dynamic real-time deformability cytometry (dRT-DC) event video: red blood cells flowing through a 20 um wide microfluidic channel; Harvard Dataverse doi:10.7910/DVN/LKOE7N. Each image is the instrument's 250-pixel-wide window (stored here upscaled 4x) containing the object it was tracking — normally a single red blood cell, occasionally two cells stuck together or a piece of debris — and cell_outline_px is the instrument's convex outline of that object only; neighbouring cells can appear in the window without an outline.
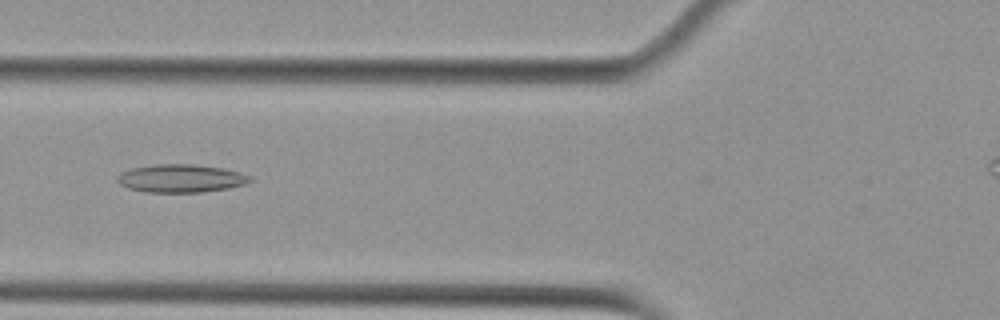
{"species": "Egyptian fruit bat (a non-hibernating species)", "species_latin": "Rousettus aegyptiacus", "temperature_condition": "cold", "stored_images_in_passage": 40, "camera_frame_rate_fps": 3000, "um_per_image_px": 0.085, "animal": {"sex": "female"}, "frame": {"image": 1, "passage_image": 10, "time_ms": 3.0, "image_size_px": [1000, 320], "cell_outline_px": [[252, 180], [244, 184], [228, 188], [204, 192], [144, 192], [128, 188], [120, 184], [116, 180], [116, 176], [120, 172], [132, 168], [156, 164], [192, 164], [224, 168], [240, 172], [252, 176]], "centroid_in_image_um": [15.36, 15.16], "position_along_channel_um": 110.4, "area_um2": 21.85}}
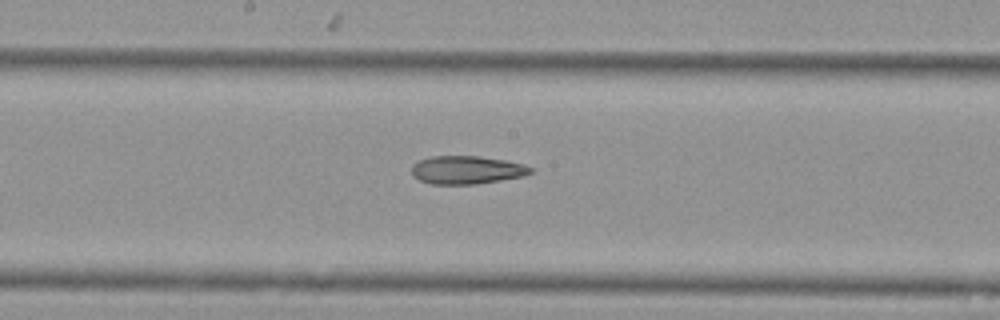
{"frame": {"image": 2, "passage_image": 18, "time_ms": 5.667, "image_size_px": [1000, 320], "cell_outline_px": [[532, 172], [524, 176], [476, 184], [432, 184], [420, 180], [412, 176], [412, 164], [420, 160], [432, 156], [480, 156], [504, 160], [524, 164], [532, 168]], "centroid_in_image_um": [39.66, 14.44], "position_along_channel_um": 208.5, "area_um2": 19.48}}
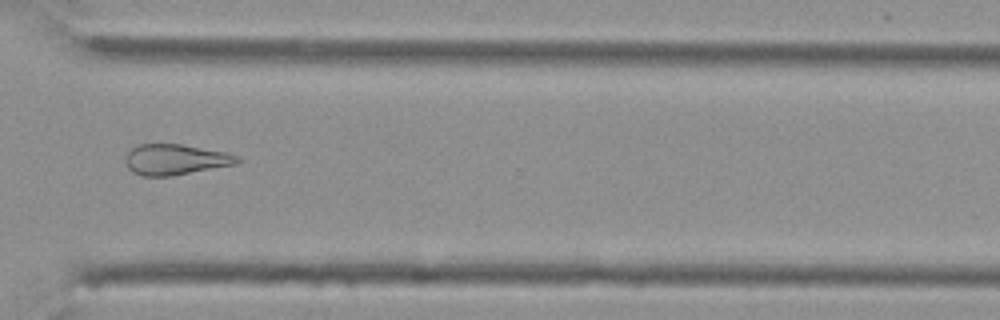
{"frame": {"image": 3, "passage_image": 30, "time_ms": 9.667, "image_size_px": [1000, 320], "cell_outline_px": [[240, 160], [236, 164], [172, 176], [140, 176], [132, 172], [128, 168], [124, 160], [124, 156], [132, 148], [140, 144], [180, 144], [224, 152], [240, 156]], "centroid_in_image_um": [14.87, 13.57], "position_along_channel_um": 355.7, "area_um2": 20.0}}